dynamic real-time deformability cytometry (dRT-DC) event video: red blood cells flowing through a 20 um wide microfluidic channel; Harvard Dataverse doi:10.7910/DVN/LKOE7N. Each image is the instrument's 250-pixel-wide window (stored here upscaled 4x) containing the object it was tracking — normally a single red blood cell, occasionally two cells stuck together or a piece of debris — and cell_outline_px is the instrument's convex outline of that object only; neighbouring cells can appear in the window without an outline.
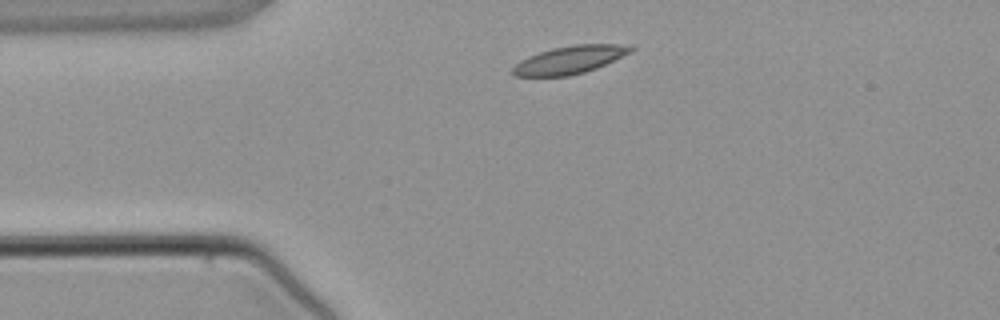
{"species": "common noctule bat (a hibernating species)", "species_latin": "Nyctalus noctula", "temperature_condition": "warm", "stored_images_in_passage": 1, "camera_frame_rate_fps": 3000, "um_per_image_px": 0.085, "animal": {"sex": "male", "body_mass_g": 21.5, "forearm_length_mm": 52.0}, "frame": {"image": 1, "passage_image": 1, "time_ms": 0.0, "image_size_px": [1000, 320], "cell_outline_px": [[636, 48], [632, 52], [596, 68], [584, 72], [568, 76], [512, 76], [512, 68], [520, 60], [528, 56], [552, 48], [572, 44], [632, 44]], "centroid_in_image_um": [48.46, 5.07], "position_along_channel_um": 36.5, "area_um2": 19.31}}